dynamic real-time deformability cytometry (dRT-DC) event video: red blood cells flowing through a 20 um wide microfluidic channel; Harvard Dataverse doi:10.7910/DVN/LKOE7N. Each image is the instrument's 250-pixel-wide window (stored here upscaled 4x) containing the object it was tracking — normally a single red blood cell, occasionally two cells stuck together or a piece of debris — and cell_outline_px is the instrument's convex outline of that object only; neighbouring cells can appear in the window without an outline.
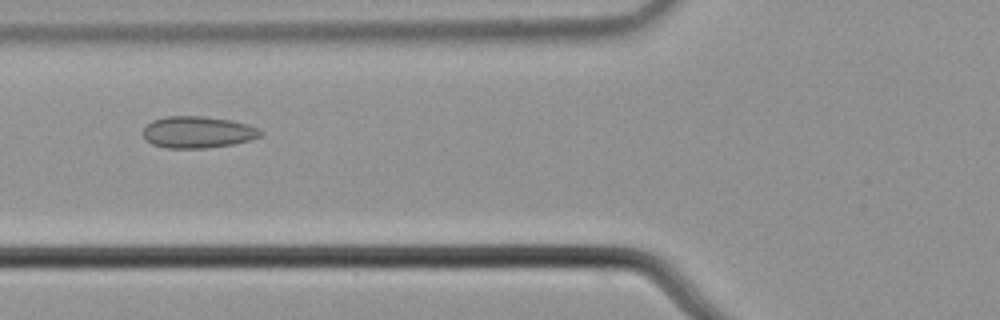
{"species": "common noctule bat (a hibernating species)", "species_latin": "Nyctalus noctula", "temperature_condition": "cold", "stored_images_in_passage": 4, "camera_frame_rate_fps": 3000, "um_per_image_px": 0.085, "animal": {"sex": "male", "body_mass_g": 21.5, "forearm_length_mm": 52.0}, "frame": {"image": 1, "passage_image": 3, "time_ms": 0.667, "image_size_px": [1000, 320], "cell_outline_px": [[264, 132], [260, 136], [252, 140], [232, 144], [204, 148], [168, 148], [152, 144], [144, 140], [144, 128], [152, 120], [164, 116], [204, 116], [232, 120], [248, 124]], "centroid_in_image_um": [16.81, 11.23], "position_along_channel_um": 109.0, "area_um2": 21.79}}
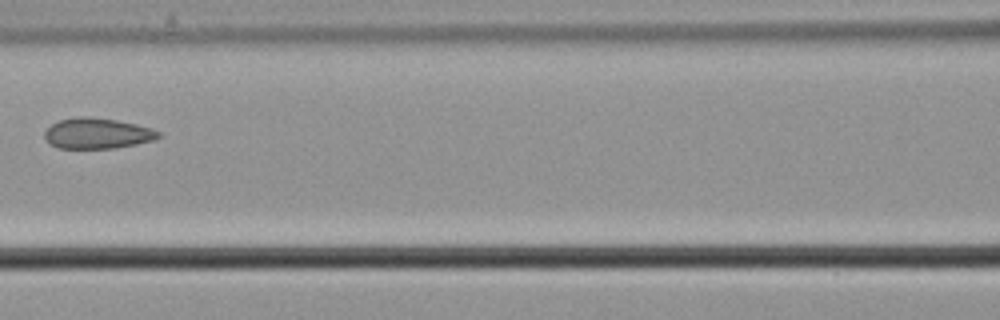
{"frame": {"image": 2, "passage_image": 4, "time_ms": 1.0, "image_size_px": [1000, 320], "cell_outline_px": [[160, 136], [152, 140], [136, 144], [112, 148], [60, 148], [52, 144], [44, 136], [44, 132], [52, 124], [60, 120], [80, 116], [88, 116], [116, 120], [136, 124], [152, 128], [160, 132]], "centroid_in_image_um": [8.28, 11.33], "position_along_channel_um": 158.3, "area_um2": 20.06}}